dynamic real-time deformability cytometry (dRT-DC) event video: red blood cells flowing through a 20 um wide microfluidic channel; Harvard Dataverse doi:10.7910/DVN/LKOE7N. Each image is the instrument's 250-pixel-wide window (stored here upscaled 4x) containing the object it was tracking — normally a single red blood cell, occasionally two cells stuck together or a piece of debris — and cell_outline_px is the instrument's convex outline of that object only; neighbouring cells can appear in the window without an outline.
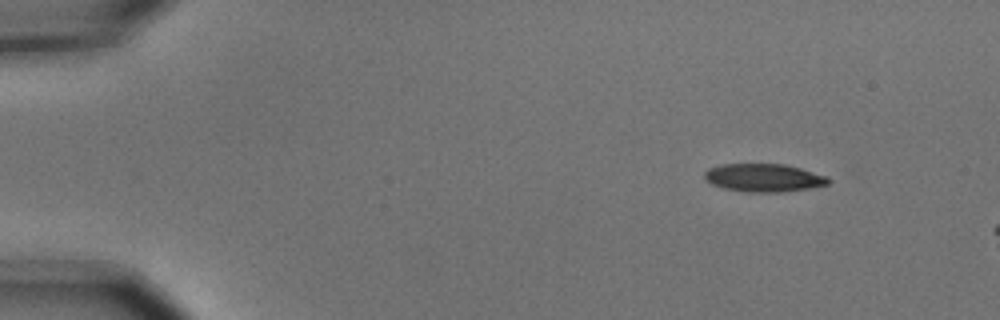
{"species": "common noctule bat (a hibernating species)", "species_latin": "Nyctalus noctula", "temperature_condition": "cold", "stored_images_in_passage": 3, "camera_frame_rate_fps": 3000, "um_per_image_px": 0.085, "animal": {"sex": "male", "body_mass_g": 15.6}, "frame": {"image": 1, "passage_image": 1, "time_ms": 0.0, "image_size_px": [1000, 320], "cell_outline_px": [[828, 184], [808, 188], [784, 192], [744, 192], [724, 188], [712, 184], [704, 180], [704, 172], [708, 168], [720, 164], [784, 164], [800, 168], [828, 176]], "centroid_in_image_um": [64.87, 15.11], "position_along_channel_um": 20.1, "area_um2": 20.29}}